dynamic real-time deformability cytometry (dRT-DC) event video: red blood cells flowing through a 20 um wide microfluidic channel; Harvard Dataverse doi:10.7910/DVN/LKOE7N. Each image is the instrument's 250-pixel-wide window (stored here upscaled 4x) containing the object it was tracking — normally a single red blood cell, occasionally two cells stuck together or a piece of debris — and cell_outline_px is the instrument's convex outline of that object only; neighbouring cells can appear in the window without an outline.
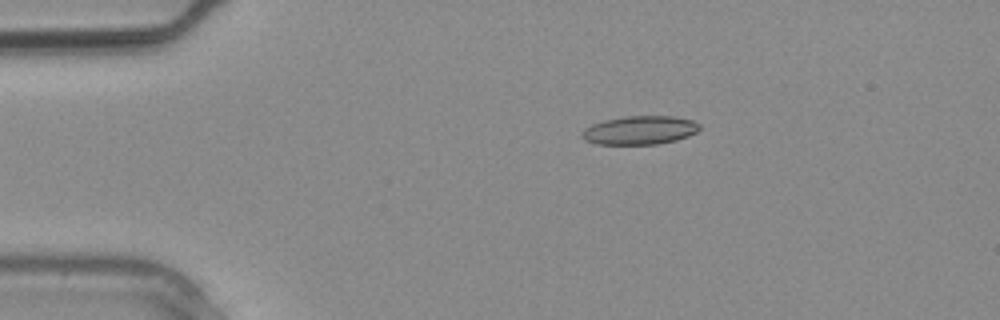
{"species": "common noctule bat (a hibernating species)", "species_latin": "Nyctalus noctula", "temperature_condition": "warm", "stored_images_in_passage": 4, "segment_of_instrument_passage": [1, 2], "camera_frame_rate_fps": 3000, "um_per_image_px": 0.085, "animal": {"sex": "male", "body_mass_g": 20.4}, "frame": {"image": 1, "passage_image": 2, "time_ms": 0.333, "image_size_px": [1000, 320], "cell_outline_px": [[700, 128], [696, 132], [688, 136], [676, 140], [656, 144], [596, 144], [584, 140], [580, 136], [580, 132], [584, 128], [592, 124], [604, 120], [624, 116], [672, 116], [692, 120], [700, 124]], "centroid_in_image_um": [54.34, 11.06], "position_along_channel_um": 30.7, "area_um2": 19.71}}